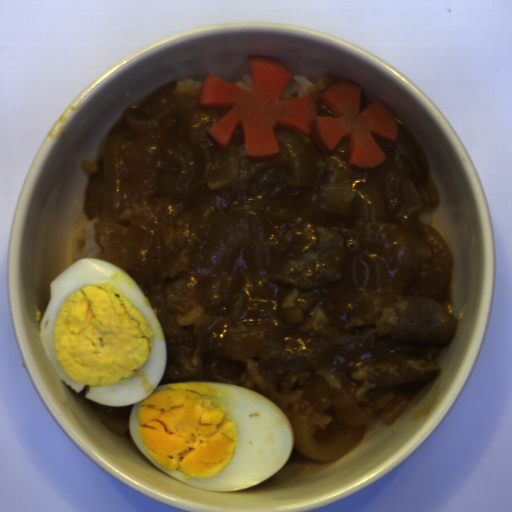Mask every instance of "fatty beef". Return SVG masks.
<instances>
[{"label":"fatty beef","instance_id":"fatty-beef-1","mask_svg":"<svg viewBox=\"0 0 512 512\" xmlns=\"http://www.w3.org/2000/svg\"><path fill=\"white\" fill-rule=\"evenodd\" d=\"M447 306L430 295H399L385 305L374 329L378 338L449 348L458 324Z\"/></svg>","mask_w":512,"mask_h":512},{"label":"fatty beef","instance_id":"fatty-beef-2","mask_svg":"<svg viewBox=\"0 0 512 512\" xmlns=\"http://www.w3.org/2000/svg\"><path fill=\"white\" fill-rule=\"evenodd\" d=\"M315 252L303 253V258L285 262L280 272L271 276L274 283L297 290L318 289L342 280L341 267L346 250L343 236L323 225L315 224Z\"/></svg>","mask_w":512,"mask_h":512},{"label":"fatty beef","instance_id":"fatty-beef-3","mask_svg":"<svg viewBox=\"0 0 512 512\" xmlns=\"http://www.w3.org/2000/svg\"><path fill=\"white\" fill-rule=\"evenodd\" d=\"M328 338L313 334L284 336L282 349L255 362L281 393L291 386L308 381L319 364L329 356Z\"/></svg>","mask_w":512,"mask_h":512},{"label":"fatty beef","instance_id":"fatty-beef-4","mask_svg":"<svg viewBox=\"0 0 512 512\" xmlns=\"http://www.w3.org/2000/svg\"><path fill=\"white\" fill-rule=\"evenodd\" d=\"M440 374V367L405 354L368 366L350 375L358 389L355 398L365 402L372 398L375 389L402 383H431Z\"/></svg>","mask_w":512,"mask_h":512}]
</instances>
